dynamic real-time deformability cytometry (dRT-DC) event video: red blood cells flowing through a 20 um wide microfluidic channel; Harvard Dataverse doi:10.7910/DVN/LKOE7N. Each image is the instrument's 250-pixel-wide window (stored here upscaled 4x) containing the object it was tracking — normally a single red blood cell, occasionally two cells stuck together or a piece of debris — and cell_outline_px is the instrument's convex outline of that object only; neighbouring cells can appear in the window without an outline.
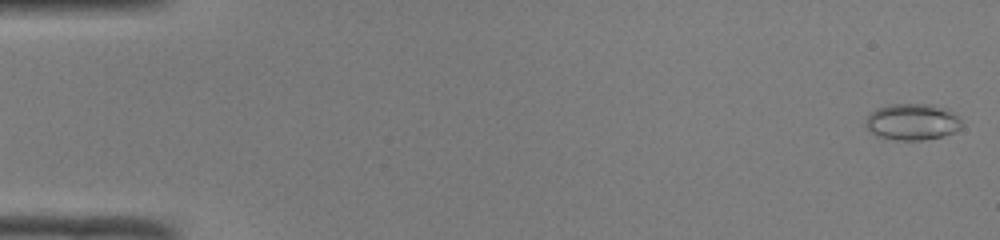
{"species": "common noctule bat (a hibernating species)", "species_latin": "Nyctalus noctula", "temperature_condition": "room temperature", "stored_images_in_passage": 48, "camera_frame_rate_fps": 3000, "um_per_image_px": 0.085, "animal": {"sex": "male", "body_mass_g": 19.0, "forearm_length_mm": 50.8}, "frame": {"image": 1, "passage_image": 1, "time_ms": 0.0, "image_size_px": [1000, 240], "cell_outline_px": [[964, 124], [960, 128], [952, 132], [940, 136], [924, 140], [896, 140], [876, 136], [864, 124], [864, 120], [876, 108], [892, 104], [928, 104], [940, 108], [956, 116]], "centroid_in_image_um": [77.48, 10.37], "position_along_channel_um": 7.5, "area_um2": 20.0}}
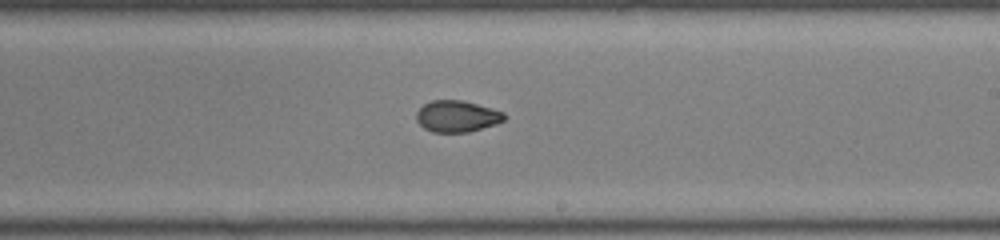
{"frame": {"image": 2, "passage_image": 30, "time_ms": 9.667, "image_size_px": [1000, 240], "cell_outline_px": [[504, 120], [496, 124], [468, 132], [432, 132], [424, 128], [416, 120], [416, 112], [424, 104], [432, 100], [460, 100], [492, 108], [504, 112]], "centroid_in_image_um": [38.82, 9.88], "position_along_channel_um": 250.2, "area_um2": 16.01}}
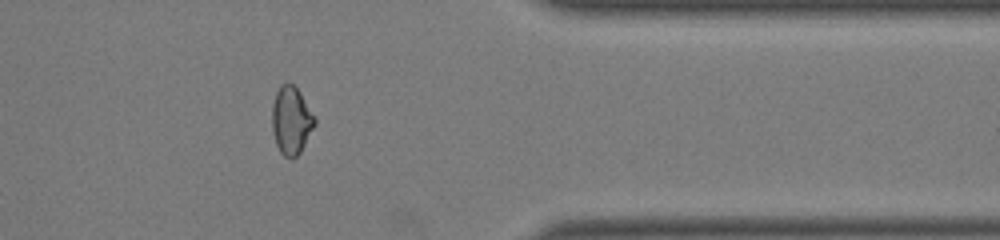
{"frame": {"image": 3, "passage_image": 41, "time_ms": 13.333, "image_size_px": [1000, 240], "cell_outline_px": [[316, 124], [300, 152], [292, 160], [284, 156], [280, 152], [276, 144], [272, 132], [272, 104], [276, 92], [280, 84], [288, 80], [300, 92], [316, 116]], "centroid_in_image_um": [24.76, 10.21], "position_along_channel_um": 386.6, "area_um2": 17.22}, "authors_computed_cell_mechanics": {"area_um2": 17.1955, "velocity_mm_per_s": 4.0875, "shape_relaxation_time_tau1_ms": null, "shape_relaxation_time_tau2_ms": 1.4894, "deformation_change_tau1": null, "deformation_change_tau2": 0.0531}}